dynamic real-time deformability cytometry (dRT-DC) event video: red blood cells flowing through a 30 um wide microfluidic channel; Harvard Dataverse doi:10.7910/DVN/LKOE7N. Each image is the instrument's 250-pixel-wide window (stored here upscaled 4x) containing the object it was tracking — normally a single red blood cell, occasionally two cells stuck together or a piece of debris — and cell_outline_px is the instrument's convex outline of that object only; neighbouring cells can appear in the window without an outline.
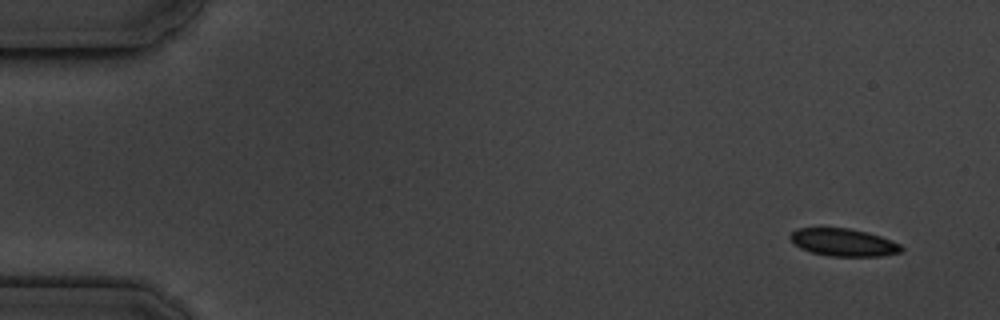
{"species": "common noctule bat (a hibernating species)", "species_latin": "Nyctalus noctula", "temperature_condition": "cold", "stored_images_in_passage": 16, "camera_frame_rate_fps": 3000, "um_per_image_px": 0.085, "animal": {"sex": "male", "body_mass_g": 19.5, "forearm_length_mm": 54.6}, "frame": {"image": 1, "passage_image": 1, "time_ms": 0.0, "image_size_px": [1000, 320], "cell_outline_px": [[904, 248], [900, 252], [880, 256], [828, 256], [812, 252], [800, 248], [788, 236], [796, 228], [820, 224], [848, 228], [868, 232], [880, 236], [900, 244]], "centroid_in_image_um": [71.62, 20.54], "position_along_channel_um": 13.4, "area_um2": 18.5}}
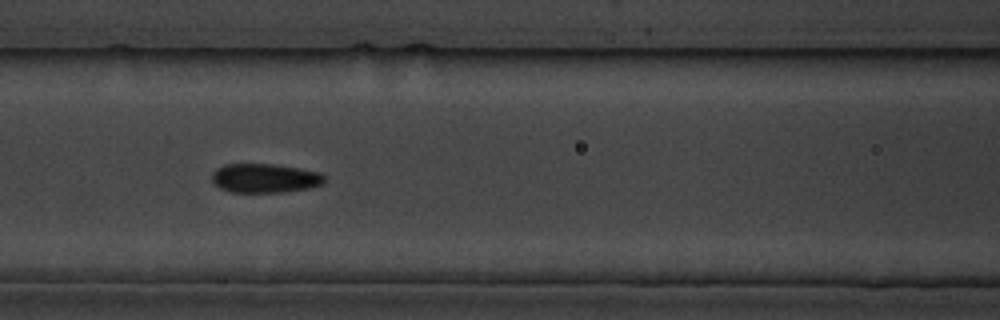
{"frame": {"image": 2, "passage_image": 7, "time_ms": 7.0, "image_size_px": [1000, 320], "cell_outline_px": [[328, 180], [324, 184], [308, 188], [284, 192], [232, 192], [220, 188], [212, 180], [212, 172], [216, 168], [224, 164], [276, 164], [300, 168], [320, 172]], "centroid_in_image_um": [22.55, 15.14], "position_along_channel_um": 144.1, "area_um2": 19.31}}
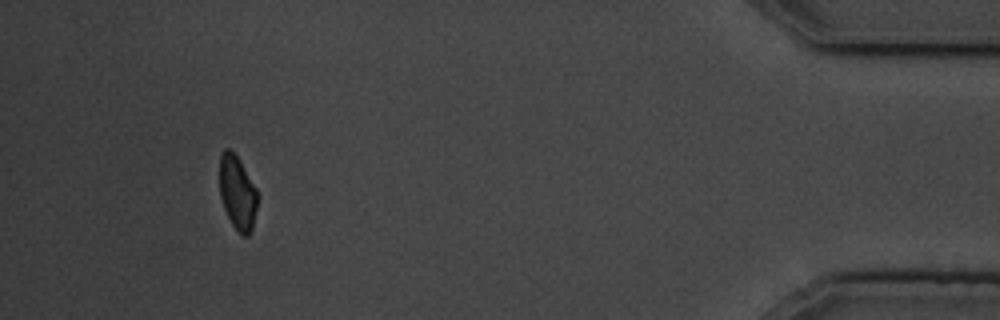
{"frame": {"image": 3, "passage_image": 15, "time_ms": 16.333, "image_size_px": [1000, 320], "cell_outline_px": [[256, 208], [252, 232], [248, 236], [240, 236], [232, 224], [224, 208], [220, 196], [220, 152], [224, 148], [228, 148], [236, 156], [256, 188]], "centroid_in_image_um": [20.16, 16.42], "position_along_channel_um": 415.0, "area_um2": 16.13}, "authors_computed_cell_mechanics": {"area_um2": 18.5827, "velocity_mm_per_s": 3.5706, "shape_relaxation_time_tau1_ms": 3.9784, "shape_relaxation_time_tau2_ms": null, "deformation_change_tau1": 0.0915, "deformation_change_tau2": null}}